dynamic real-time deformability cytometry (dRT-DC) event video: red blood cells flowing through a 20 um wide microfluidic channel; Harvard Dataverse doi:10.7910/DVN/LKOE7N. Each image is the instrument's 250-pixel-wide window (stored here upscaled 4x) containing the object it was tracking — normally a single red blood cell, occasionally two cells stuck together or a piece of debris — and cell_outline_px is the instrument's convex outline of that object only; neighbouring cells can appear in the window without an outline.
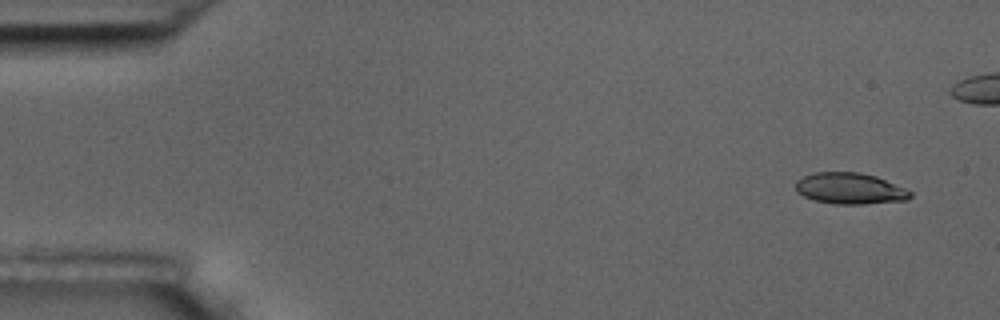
{"species": "common noctule bat (a hibernating species)", "species_latin": "Nyctalus noctula", "temperature_condition": "room temperature", "stored_images_in_passage": 11, "camera_frame_rate_fps": 3000, "um_per_image_px": 0.085, "animal": {"sex": "male", "body_mass_g": 17.5, "forearm_length_mm": 52.3}, "frame": {"image": 1, "passage_image": 1, "time_ms": 0.0, "image_size_px": [1000, 320], "cell_outline_px": [[912, 196], [908, 200], [864, 204], [832, 204], [816, 200], [804, 196], [796, 192], [796, 180], [804, 176], [816, 172], [860, 172], [876, 176], [904, 188], [912, 192]], "centroid_in_image_um": [72.25, 16.02], "position_along_channel_um": 12.8, "area_um2": 20.87}}
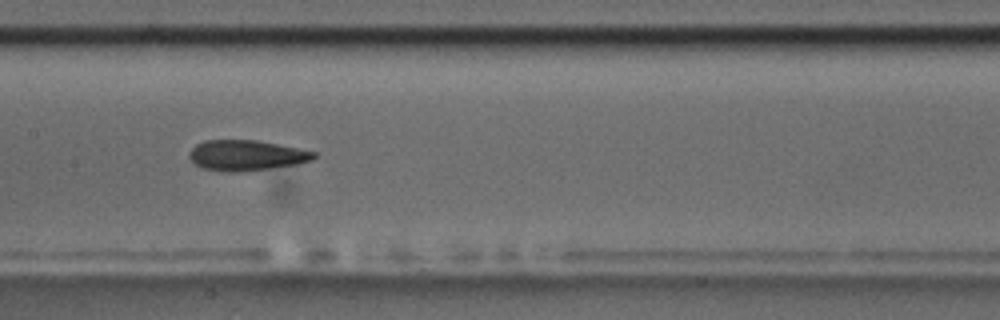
{"frame": {"image": 2, "passage_image": 8, "time_ms": 8.0, "image_size_px": [1000, 320], "cell_outline_px": [[316, 156], [312, 160], [296, 164], [244, 172], [224, 172], [200, 168], [188, 156], [188, 152], [196, 144], [204, 140], [256, 140], [316, 152]], "centroid_in_image_um": [20.88, 13.21], "position_along_channel_um": 186.5, "area_um2": 22.14}}
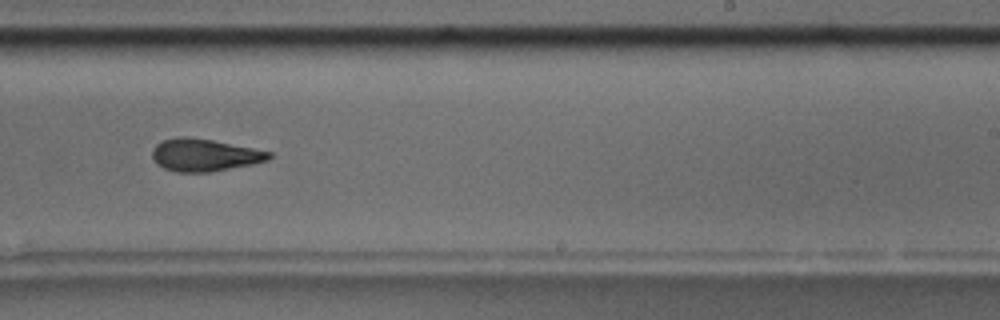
{"frame": {"image": 3, "passage_image": 10, "time_ms": 10.333, "image_size_px": [1000, 320], "cell_outline_px": [[272, 156], [268, 160], [252, 164], [208, 172], [176, 172], [164, 168], [156, 164], [152, 156], [152, 148], [156, 144], [164, 140], [180, 136], [188, 136], [212, 140], [272, 152]], "centroid_in_image_um": [17.35, 13.17], "position_along_channel_um": 271.7, "area_um2": 21.96}}